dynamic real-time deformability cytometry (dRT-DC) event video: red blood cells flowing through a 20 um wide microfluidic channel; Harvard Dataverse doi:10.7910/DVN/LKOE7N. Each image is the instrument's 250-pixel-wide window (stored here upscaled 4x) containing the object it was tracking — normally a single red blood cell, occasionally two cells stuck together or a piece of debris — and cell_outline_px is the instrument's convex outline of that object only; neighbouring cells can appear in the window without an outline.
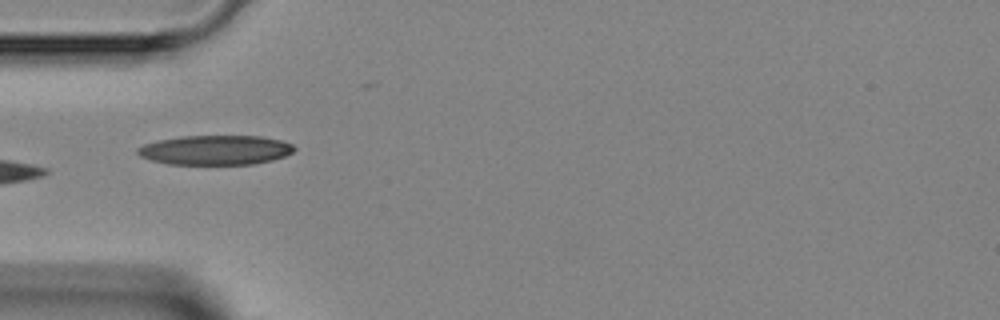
{"species": "Egyptian fruit bat (a non-hibernating species)", "species_latin": "Rousettus aegyptiacus", "temperature_condition": "room temperature", "stored_images_in_passage": 4, "camera_frame_rate_fps": 3000, "um_per_image_px": 0.085, "animal": {"sex": "female"}, "frame": {"image": 1, "passage_image": 3, "time_ms": 2.333, "image_size_px": [1000, 320], "cell_outline_px": [[296, 148], [292, 152], [284, 156], [272, 160], [252, 164], [168, 164], [152, 160], [140, 156], [136, 152], [136, 148], [144, 144], [156, 140], [180, 136], [260, 136], [280, 140], [292, 144]], "centroid_in_image_um": [18.28, 12.75], "position_along_channel_um": 66.7, "area_um2": 26.99}}
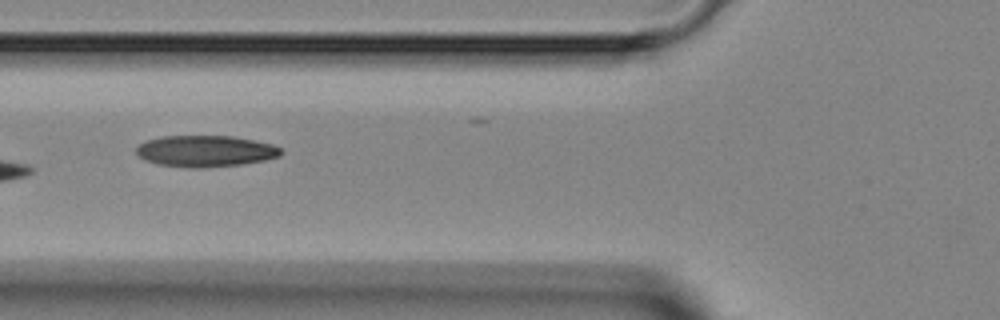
{"frame": {"image": 2, "passage_image": 4, "time_ms": 3.333, "image_size_px": [1000, 320], "cell_outline_px": [[284, 152], [280, 156], [264, 160], [244, 164], [204, 168], [188, 168], [156, 164], [144, 160], [136, 152], [136, 148], [140, 144], [148, 140], [164, 136], [232, 136], [272, 144], [280, 148]], "centroid_in_image_um": [17.47, 12.86], "position_along_channel_um": 108.3, "area_um2": 26.53}}